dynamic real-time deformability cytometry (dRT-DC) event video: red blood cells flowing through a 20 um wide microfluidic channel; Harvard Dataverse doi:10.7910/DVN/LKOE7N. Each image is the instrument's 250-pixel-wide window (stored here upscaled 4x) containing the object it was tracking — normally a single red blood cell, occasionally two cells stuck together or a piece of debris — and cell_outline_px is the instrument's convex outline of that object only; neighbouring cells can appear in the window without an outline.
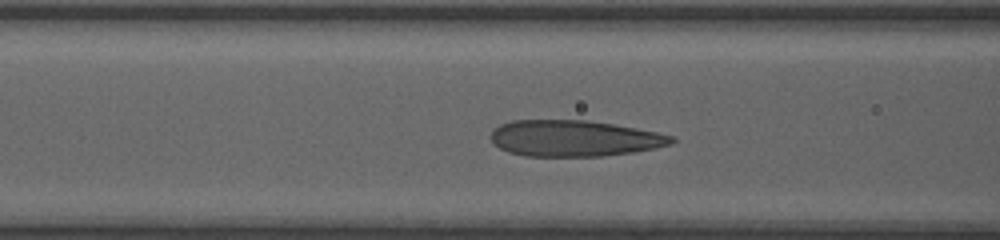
{"species": "human", "species_latin": "Homo sapiens", "temperature_condition": "room temperature", "stored_images_in_passage": 45, "camera_frame_rate_fps": 3000, "um_per_image_px": 0.085, "donor": {"sex": "female"}, "frame": {"image": 1, "passage_image": 21, "time_ms": 6.667, "image_size_px": [1000, 240], "cell_outline_px": [[676, 140], [672, 144], [632, 152], [600, 156], [524, 156], [508, 152], [500, 148], [492, 140], [492, 132], [500, 124], [512, 120], [588, 120], [636, 128], [656, 132], [672, 136]], "centroid_in_image_um": [48.8, 11.75], "position_along_channel_um": 117.8, "area_um2": 37.8}}
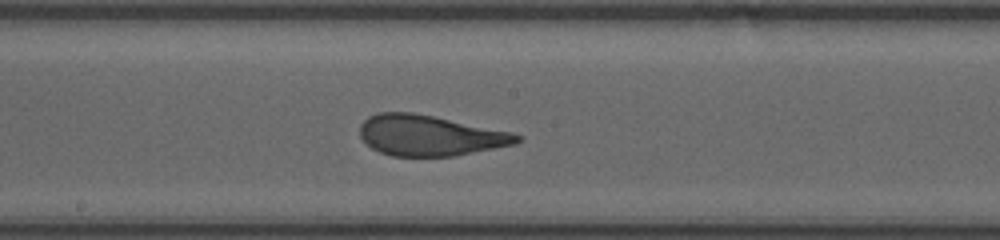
{"frame": {"image": 2, "passage_image": 28, "time_ms": 9.0, "image_size_px": [1000, 240], "cell_outline_px": [[520, 140], [516, 144], [452, 156], [392, 156], [380, 152], [372, 148], [360, 136], [360, 124], [368, 116], [380, 112], [412, 112], [512, 132], [520, 136]], "centroid_in_image_um": [36.5, 11.51], "position_along_channel_um": 211.7, "area_um2": 36.82}}
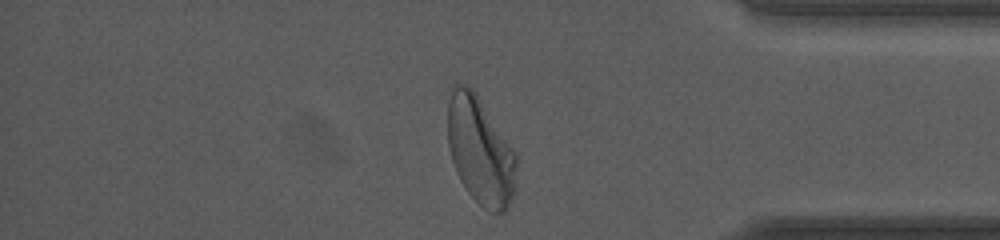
{"frame": {"image": 3, "passage_image": 43, "time_ms": 14.0, "image_size_px": [1000, 240], "cell_outline_px": [[516, 188], [508, 208], [504, 212], [492, 212], [484, 208], [468, 192], [460, 180], [456, 172], [448, 148], [448, 104], [452, 84], [464, 84], [472, 88], [516, 152]], "centroid_in_image_um": [40.82, 12.82], "position_along_channel_um": 394.4, "area_um2": 43.12}}